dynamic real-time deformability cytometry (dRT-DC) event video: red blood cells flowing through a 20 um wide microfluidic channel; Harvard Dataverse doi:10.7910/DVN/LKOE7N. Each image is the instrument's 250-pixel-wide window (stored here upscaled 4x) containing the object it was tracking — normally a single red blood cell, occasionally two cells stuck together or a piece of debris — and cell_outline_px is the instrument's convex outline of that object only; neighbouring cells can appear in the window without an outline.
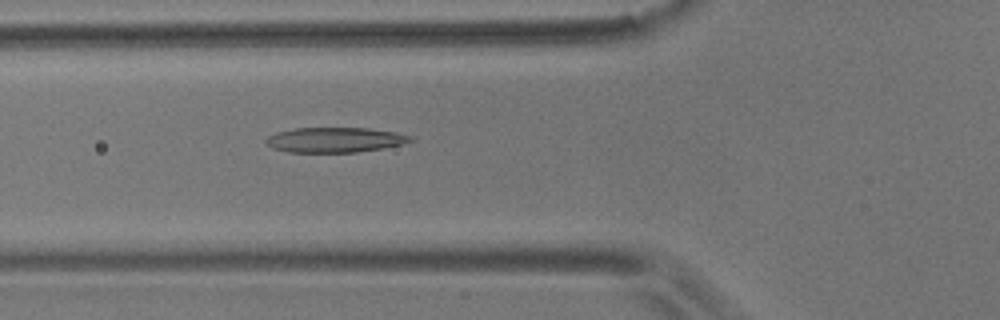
{"species": "common noctule bat (a hibernating species)", "species_latin": "Nyctalus noctula", "temperature_condition": "room temperature", "stored_images_in_passage": 24, "camera_frame_rate_fps": 3000, "um_per_image_px": 0.085, "animal": {"sex": "male", "body_mass_g": 17.9}, "frame": {"image": 1, "passage_image": 14, "time_ms": 4.333, "image_size_px": [1000, 320], "cell_outline_px": [[416, 140], [404, 144], [384, 148], [356, 152], [288, 152], [272, 148], [264, 144], [264, 140], [268, 136], [276, 132], [292, 128], [368, 128], [396, 132], [412, 136]], "centroid_in_image_um": [28.46, 11.89], "position_along_channel_um": 97.3, "area_um2": 21.39}}
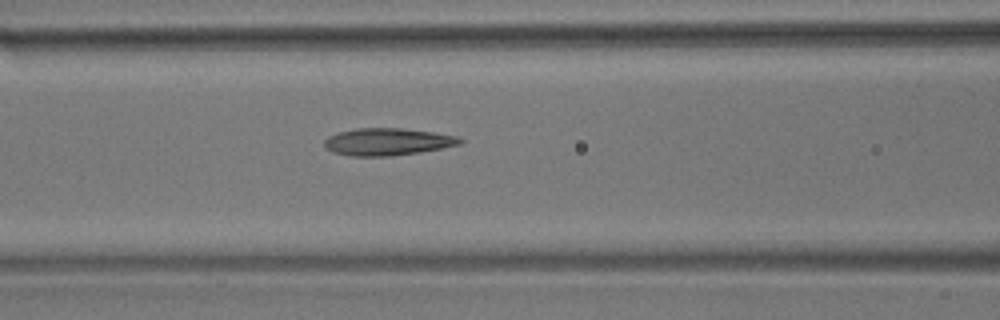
{"frame": {"image": 2, "passage_image": 17, "time_ms": 5.333, "image_size_px": [1000, 320], "cell_outline_px": [[464, 140], [460, 144], [420, 152], [388, 156], [352, 156], [332, 152], [324, 148], [324, 140], [328, 136], [336, 132], [356, 128], [400, 128], [432, 132], [456, 136]], "centroid_in_image_um": [32.87, 12.05], "position_along_channel_um": 133.7, "area_um2": 21.5}}
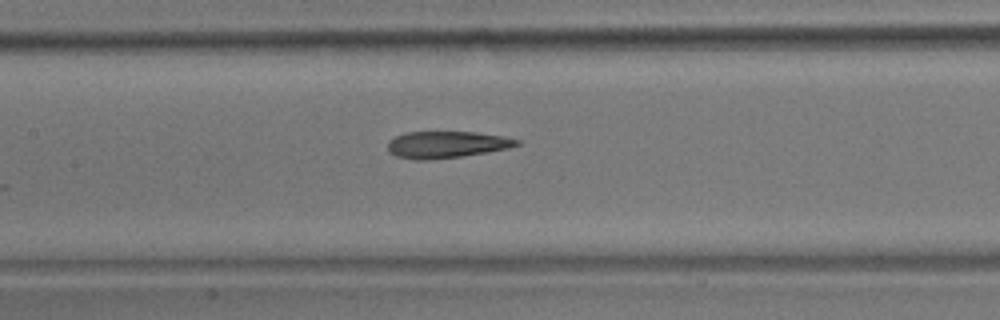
{"frame": {"image": 3, "passage_image": 20, "time_ms": 6.333, "image_size_px": [1000, 320], "cell_outline_px": [[520, 144], [508, 148], [460, 156], [428, 160], [416, 160], [396, 156], [388, 152], [388, 140], [404, 132], [476, 132], [504, 136], [520, 140]], "centroid_in_image_um": [37.92, 12.28], "position_along_channel_um": 169.5, "area_um2": 20.06}}